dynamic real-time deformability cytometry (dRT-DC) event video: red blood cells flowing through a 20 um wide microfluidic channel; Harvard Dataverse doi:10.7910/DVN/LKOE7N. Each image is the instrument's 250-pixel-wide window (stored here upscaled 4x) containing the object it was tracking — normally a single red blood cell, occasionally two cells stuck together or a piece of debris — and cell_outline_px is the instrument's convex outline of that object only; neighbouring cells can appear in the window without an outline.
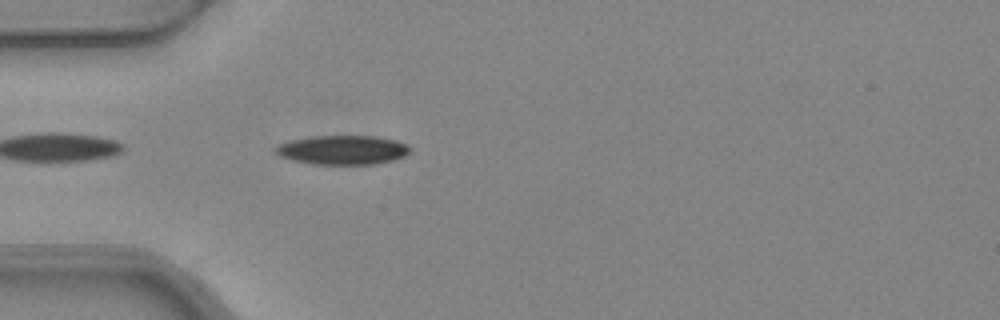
{"species": "common noctule bat (a hibernating species)", "species_latin": "Nyctalus noctula", "temperature_condition": "warm", "stored_images_in_passage": 1, "camera_frame_rate_fps": 3000, "um_per_image_px": 0.085, "animal": {"sex": "female", "body_mass_g": 24.6, "forearm_length_mm": 56.2}, "frame": {"image": 1, "passage_image": 1, "time_ms": 0.0, "image_size_px": [1000, 320], "cell_outline_px": [[412, 148], [404, 156], [392, 160], [372, 164], [316, 164], [292, 160], [280, 156], [272, 152], [272, 148], [276, 144], [292, 140], [316, 136], [376, 136], [396, 140]], "centroid_in_image_um": [29.06, 12.74], "position_along_channel_um": 55.9, "area_um2": 22.83}}